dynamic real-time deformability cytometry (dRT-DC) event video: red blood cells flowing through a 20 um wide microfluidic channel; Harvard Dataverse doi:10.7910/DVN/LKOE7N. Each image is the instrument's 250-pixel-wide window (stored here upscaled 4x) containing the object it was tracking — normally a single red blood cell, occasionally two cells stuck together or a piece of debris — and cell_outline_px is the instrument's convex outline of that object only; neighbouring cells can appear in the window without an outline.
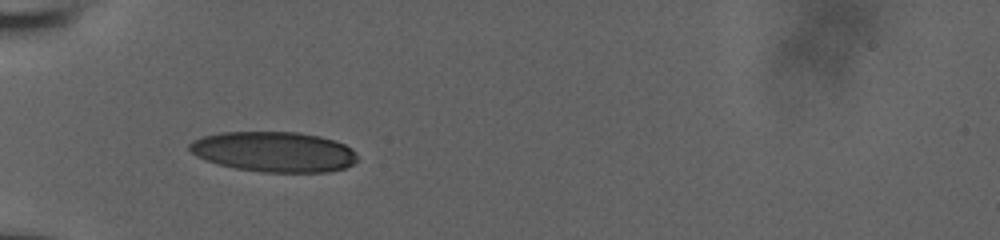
{"species": "human", "species_latin": "Homo sapiens", "temperature_condition": "room temperature", "stored_images_in_passage": 37, "camera_frame_rate_fps": 3000, "um_per_image_px": 0.085, "donor": {"sex": "male"}, "frame": {"image": 1, "passage_image": 1, "time_ms": 0.0, "image_size_px": [1000, 240], "cell_outline_px": [[356, 160], [352, 164], [344, 168], [328, 172], [260, 172], [236, 168], [220, 164], [196, 156], [188, 148], [188, 144], [192, 140], [204, 136], [220, 132], [296, 132], [320, 136], [336, 140], [352, 148], [356, 152]], "centroid_in_image_um": [23.3, 12.89], "position_along_channel_um": 61.7, "area_um2": 39.42}}
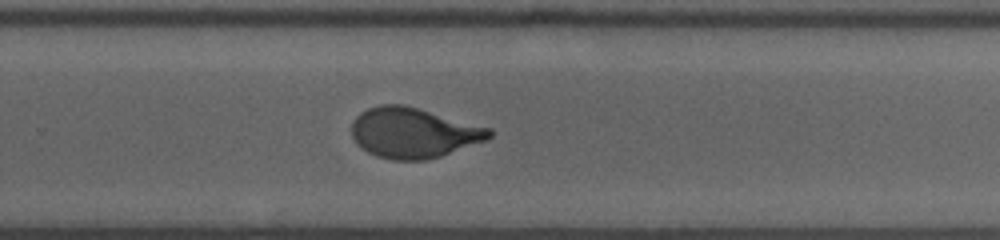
{"frame": {"image": 2, "passage_image": 20, "time_ms": 6.333, "image_size_px": [1000, 240], "cell_outline_px": [[492, 136], [488, 140], [428, 160], [392, 160], [376, 156], [368, 152], [352, 136], [352, 124], [356, 116], [360, 112], [368, 108], [380, 104], [404, 104], [492, 128]], "centroid_in_image_um": [35.17, 11.28], "position_along_channel_um": 294.6, "area_um2": 40.34}}
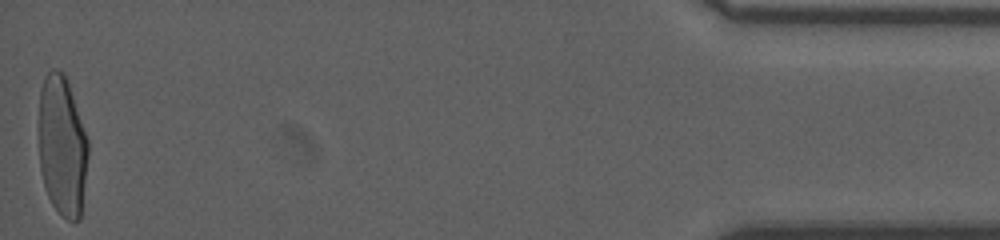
{"frame": {"image": 3, "passage_image": 37, "time_ms": 12.0, "image_size_px": [1000, 240], "cell_outline_px": [[88, 156], [80, 220], [68, 220], [52, 204], [44, 188], [40, 168], [40, 88], [44, 76], [52, 68], [56, 68], [64, 72], [88, 140]], "centroid_in_image_um": [5.29, 12.4], "position_along_channel_um": 429.9, "area_um2": 40.0}, "authors_computed_cell_mechanics": {"area_um2": 40.5178, "velocity_mm_per_s": 3.8327, "shape_relaxation_time_tau1_ms": 6.2693, "shape_relaxation_time_tau2_ms": null, "deformation_change_tau1": 0.2297, "deformation_change_tau2": null}}